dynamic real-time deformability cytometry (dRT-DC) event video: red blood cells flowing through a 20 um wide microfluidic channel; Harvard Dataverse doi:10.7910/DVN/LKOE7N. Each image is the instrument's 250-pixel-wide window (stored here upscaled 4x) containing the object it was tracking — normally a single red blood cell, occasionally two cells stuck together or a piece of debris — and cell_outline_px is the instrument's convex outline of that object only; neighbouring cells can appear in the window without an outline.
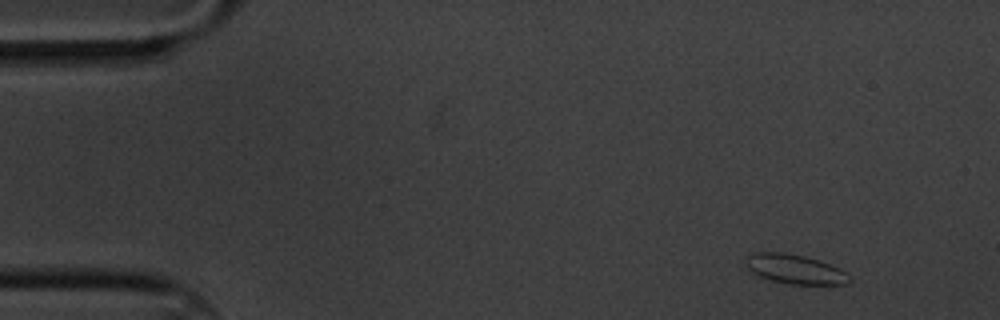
{"species": "common noctule bat (a hibernating species)", "species_latin": "Nyctalus noctula", "temperature_condition": "cold", "stored_images_in_passage": 5, "camera_frame_rate_fps": 3000, "um_per_image_px": 0.085, "animal": {"sex": "male", "body_mass_g": 20.1, "forearm_length_mm": 53.5}, "frame": {"image": 1, "passage_image": 1, "time_ms": 0.0, "image_size_px": [1000, 320], "cell_outline_px": [[852, 280], [848, 284], [788, 284], [772, 280], [760, 276], [752, 272], [748, 268], [748, 256], [752, 252], [784, 252], [804, 256], [820, 260], [840, 268], [852, 276]], "centroid_in_image_um": [67.65, 22.88], "position_along_channel_um": 17.4, "area_um2": 17.74}}
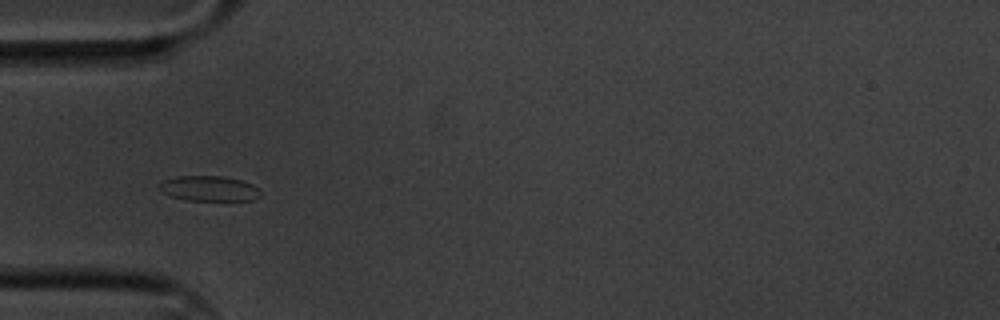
{"frame": {"image": 2, "passage_image": 4, "time_ms": 1.0, "image_size_px": [1000, 320], "cell_outline_px": [[260, 196], [252, 200], [184, 200], [168, 196], [160, 192], [156, 188], [156, 184], [160, 180], [176, 176], [224, 176], [240, 180], [252, 184], [260, 192]], "centroid_in_image_um": [17.63, 16.02], "position_along_channel_um": 67.4, "area_um2": 15.2}}
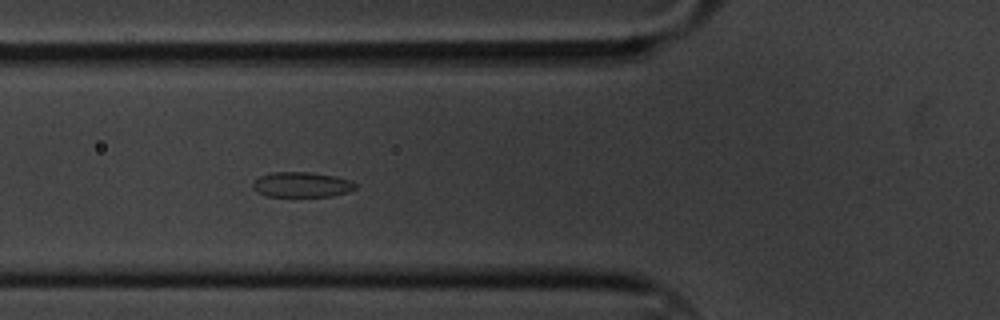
{"frame": {"image": 3, "passage_image": 5, "time_ms": 1.333, "image_size_px": [1000, 320], "cell_outline_px": [[356, 188], [348, 192], [332, 196], [268, 196], [256, 192], [252, 188], [252, 184], [260, 176], [272, 172], [308, 172], [336, 176], [348, 180], [356, 184]], "centroid_in_image_um": [25.63, 15.69], "position_along_channel_um": 100.2, "area_um2": 14.97}}